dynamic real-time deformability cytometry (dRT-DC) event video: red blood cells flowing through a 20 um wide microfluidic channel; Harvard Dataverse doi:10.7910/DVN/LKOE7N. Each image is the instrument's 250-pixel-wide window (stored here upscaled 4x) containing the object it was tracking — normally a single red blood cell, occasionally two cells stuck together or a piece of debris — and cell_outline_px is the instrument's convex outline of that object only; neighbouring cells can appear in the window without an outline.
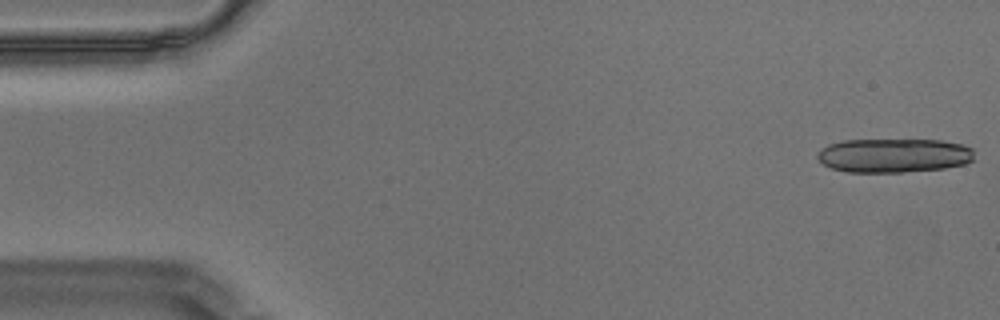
{"species": "Egyptian fruit bat (a non-hibernating species)", "species_latin": "Rousettus aegyptiacus", "temperature_condition": "warm", "stored_images_in_passage": 15, "camera_frame_rate_fps": 3000, "um_per_image_px": 0.085, "animal": {"sex": "male"}, "frame": {"image": 1, "passage_image": 1, "time_ms": 0.0, "image_size_px": [1000, 320], "cell_outline_px": [[972, 160], [964, 164], [944, 168], [900, 172], [848, 172], [832, 168], [824, 164], [816, 156], [820, 148], [828, 144], [844, 140], [940, 140], [964, 144], [972, 148]], "centroid_in_image_um": [75.95, 13.2], "position_along_channel_um": 9.0, "area_um2": 31.1}}